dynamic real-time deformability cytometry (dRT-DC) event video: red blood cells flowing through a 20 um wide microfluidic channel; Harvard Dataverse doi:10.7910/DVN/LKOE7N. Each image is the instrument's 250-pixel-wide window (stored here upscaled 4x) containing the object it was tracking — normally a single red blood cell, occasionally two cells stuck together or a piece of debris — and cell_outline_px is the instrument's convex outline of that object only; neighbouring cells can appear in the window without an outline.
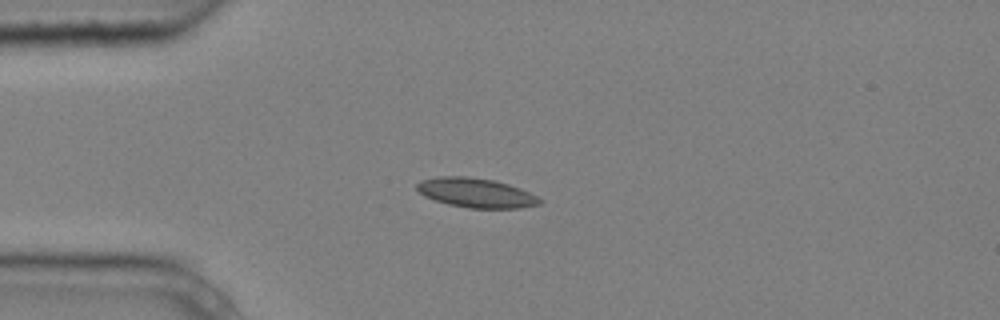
{"species": "common noctule bat (a hibernating species)", "species_latin": "Nyctalus noctula", "temperature_condition": "cold", "stored_images_in_passage": 10, "camera_frame_rate_fps": 3000, "um_per_image_px": 0.085, "animal": {"sex": "male", "body_mass_g": 20.4}, "frame": {"image": 1, "passage_image": 4, "time_ms": 1.0, "image_size_px": [1000, 320], "cell_outline_px": [[544, 200], [540, 204], [520, 208], [468, 208], [448, 204], [424, 196], [416, 188], [416, 184], [420, 180], [440, 176], [468, 176], [492, 180], [508, 184], [520, 188]], "centroid_in_image_um": [40.46, 16.39], "position_along_channel_um": 44.5, "area_um2": 21.04}}
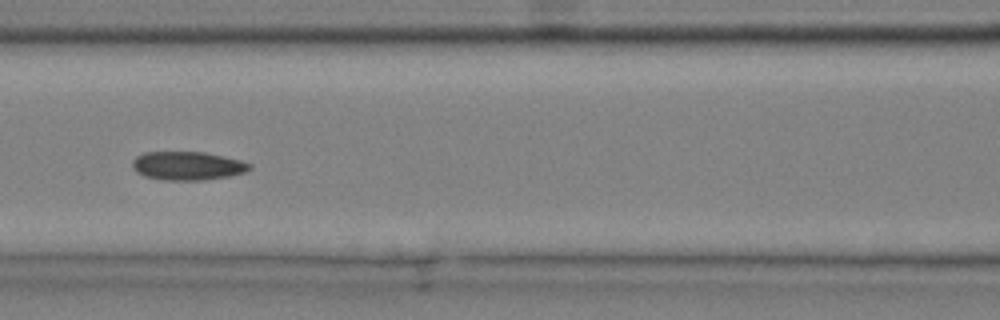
{"frame": {"image": 2, "passage_image": 7, "time_ms": 2.0, "image_size_px": [1000, 320], "cell_outline_px": [[252, 168], [244, 172], [228, 176], [204, 180], [164, 180], [144, 176], [136, 172], [132, 168], [132, 160], [136, 156], [144, 152], [204, 152], [240, 160], [252, 164]], "centroid_in_image_um": [15.91, 14.09], "position_along_channel_um": 150.7, "area_um2": 19.54}}
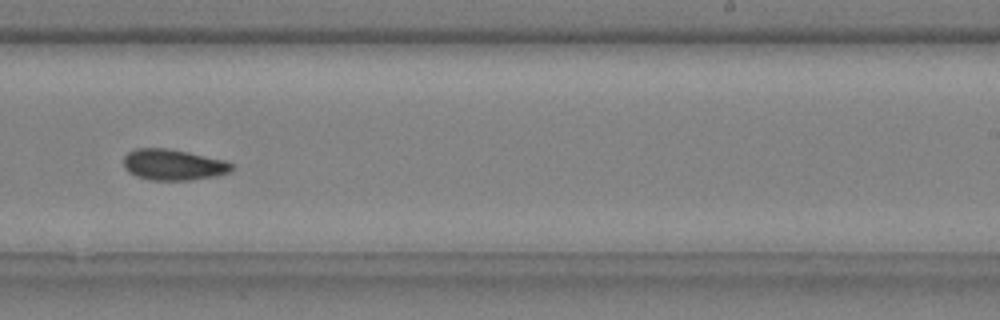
{"frame": {"image": 3, "passage_image": 10, "time_ms": 3.0, "image_size_px": [1000, 320], "cell_outline_px": [[232, 172], [216, 176], [188, 180], [152, 180], [136, 176], [128, 172], [124, 168], [124, 156], [128, 152], [136, 148], [164, 148], [188, 152], [224, 160], [232, 164]], "centroid_in_image_um": [14.71, 14.0], "position_along_channel_um": 274.3, "area_um2": 19.48}}